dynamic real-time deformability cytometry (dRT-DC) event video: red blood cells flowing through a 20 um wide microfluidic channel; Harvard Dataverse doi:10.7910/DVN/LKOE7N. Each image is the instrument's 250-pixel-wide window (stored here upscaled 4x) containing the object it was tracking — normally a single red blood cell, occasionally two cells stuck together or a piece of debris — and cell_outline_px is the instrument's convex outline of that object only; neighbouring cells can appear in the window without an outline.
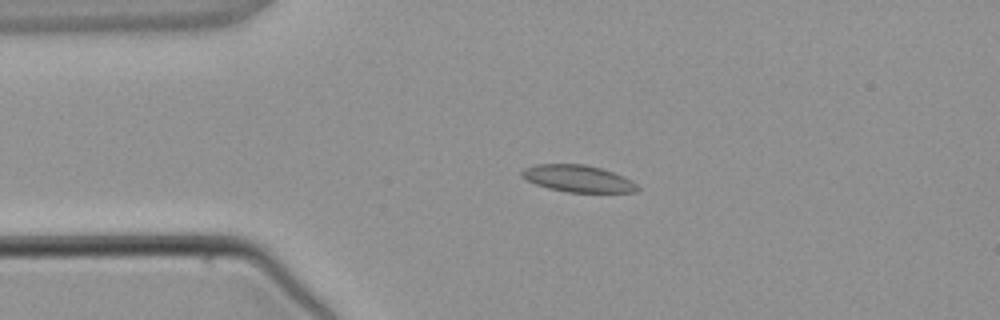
{"species": "common noctule bat (a hibernating species)", "species_latin": "Nyctalus noctula", "temperature_condition": "warm", "stored_images_in_passage": 2, "camera_frame_rate_fps": 3000, "um_per_image_px": 0.085, "animal": {"sex": "male", "body_mass_g": 21.5, "forearm_length_mm": 52.0}, "frame": {"image": 1, "passage_image": 2, "time_ms": 1.333, "image_size_px": [1000, 320], "cell_outline_px": [[640, 188], [636, 192], [568, 192], [548, 188], [536, 184], [520, 176], [520, 172], [524, 168], [536, 164], [584, 164], [600, 168], [624, 176], [632, 180]], "centroid_in_image_um": [49.12, 15.18], "position_along_channel_um": 35.9, "area_um2": 18.09}}